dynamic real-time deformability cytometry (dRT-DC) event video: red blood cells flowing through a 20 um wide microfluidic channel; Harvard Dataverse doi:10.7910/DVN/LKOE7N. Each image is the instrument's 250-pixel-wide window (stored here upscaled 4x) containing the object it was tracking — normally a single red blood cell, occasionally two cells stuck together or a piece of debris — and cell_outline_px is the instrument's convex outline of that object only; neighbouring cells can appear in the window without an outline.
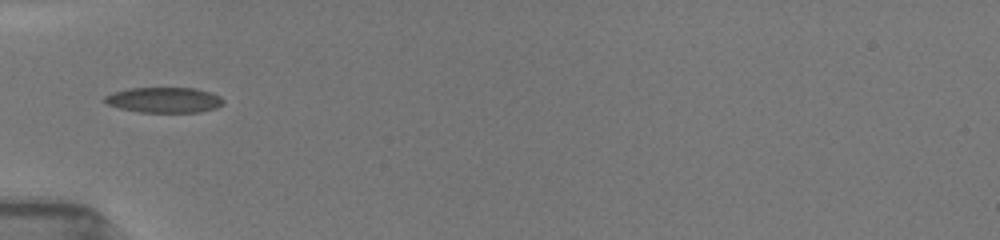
{"species": "common noctule bat (a hibernating species)", "species_latin": "Nyctalus noctula", "temperature_condition": "room temperature", "stored_images_in_passage": 3, "camera_frame_rate_fps": 3000, "um_per_image_px": 0.085, "animal": {"sex": "female", "body_mass_g": 19.5, "forearm_length_mm": 54.1}, "frame": {"image": 1, "passage_image": 2, "time_ms": 0.667, "image_size_px": [1000, 240], "cell_outline_px": [[224, 104], [216, 108], [200, 112], [140, 112], [120, 108], [108, 104], [100, 100], [104, 96], [112, 92], [128, 88], [196, 88], [212, 92], [220, 96], [224, 100]], "centroid_in_image_um": [13.95, 8.49], "position_along_channel_um": 71.1, "area_um2": 17.8}}